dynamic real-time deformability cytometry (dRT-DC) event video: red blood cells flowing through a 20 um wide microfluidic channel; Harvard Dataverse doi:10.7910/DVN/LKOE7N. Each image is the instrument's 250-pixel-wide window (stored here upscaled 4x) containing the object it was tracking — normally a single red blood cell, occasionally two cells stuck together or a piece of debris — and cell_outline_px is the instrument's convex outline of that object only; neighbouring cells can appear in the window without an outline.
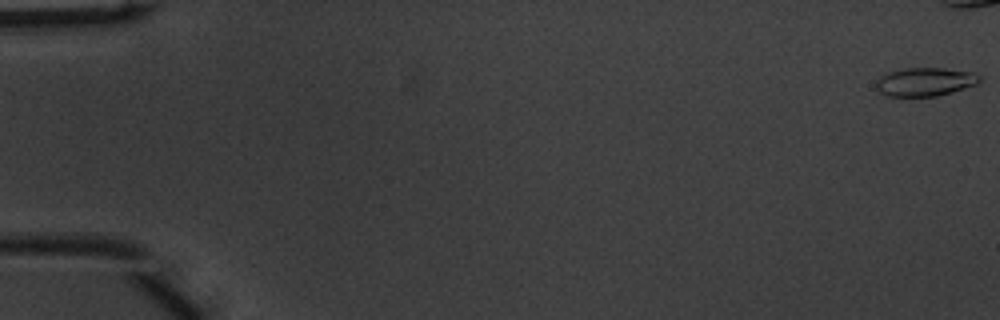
{"species": "common noctule bat (a hibernating species)", "species_latin": "Nyctalus noctula", "temperature_condition": "warm", "stored_images_in_passage": 42, "camera_frame_rate_fps": 3000, "um_per_image_px": 0.085, "animal": {"sex": "male", "body_mass_g": 20.1, "forearm_length_mm": 53.5}, "frame": {"image": 1, "passage_image": 1, "time_ms": 0.0, "image_size_px": [1000, 320], "cell_outline_px": [[980, 80], [976, 84], [952, 92], [936, 96], [888, 96], [880, 92], [876, 88], [876, 80], [880, 76], [888, 72], [904, 68], [944, 68], [972, 72], [980, 76]], "centroid_in_image_um": [78.6, 6.95], "position_along_channel_um": 6.4, "area_um2": 17.11}}
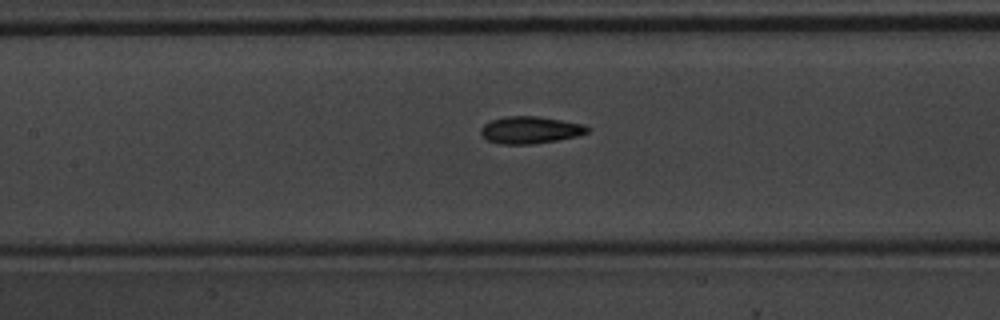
{"frame": {"image": 2, "passage_image": 25, "time_ms": 8.0, "image_size_px": [1000, 320], "cell_outline_px": [[592, 128], [588, 132], [576, 136], [556, 140], [532, 144], [500, 144], [488, 140], [480, 132], [480, 128], [484, 124], [492, 120], [504, 116], [536, 116], [584, 124]], "centroid_in_image_um": [45.07, 11.04], "position_along_channel_um": 162.3, "area_um2": 16.76}}
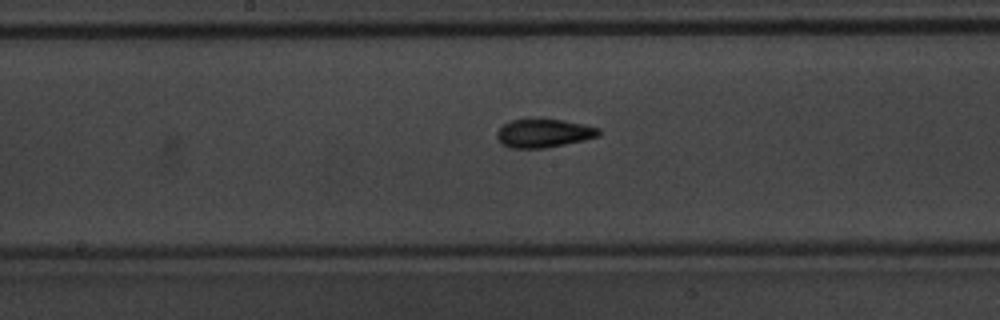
{"frame": {"image": 3, "passage_image": 28, "time_ms": 9.0, "image_size_px": [1000, 320], "cell_outline_px": [[600, 136], [584, 140], [544, 148], [508, 148], [500, 144], [496, 136], [496, 132], [504, 124], [512, 120], [564, 120], [584, 124], [600, 128]], "centroid_in_image_um": [46.21, 11.34], "position_along_channel_um": 202.0, "area_um2": 16.82}}